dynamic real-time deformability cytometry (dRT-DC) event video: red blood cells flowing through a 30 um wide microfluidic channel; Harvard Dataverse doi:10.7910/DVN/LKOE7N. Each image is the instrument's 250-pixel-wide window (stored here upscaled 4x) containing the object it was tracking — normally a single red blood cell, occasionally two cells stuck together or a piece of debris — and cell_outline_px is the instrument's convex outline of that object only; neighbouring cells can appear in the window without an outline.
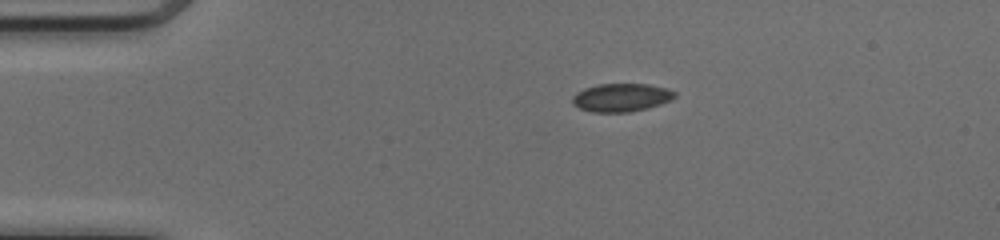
{"species": "common noctule bat (a hibernating species)", "species_latin": "Nyctalus noctula", "temperature_condition": "cold", "stored_images_in_passage": 41, "camera_frame_rate_fps": 3000, "um_per_image_px": 0.085, "animal": {"sex": "female", "body_mass_g": 17.0, "forearm_length_mm": 48.0}, "frame": {"image": 1, "passage_image": 1, "time_ms": 0.0, "image_size_px": [1000, 240], "cell_outline_px": [[676, 96], [672, 100], [648, 108], [628, 112], [592, 112], [580, 108], [572, 104], [572, 96], [576, 92], [584, 88], [600, 84], [648, 84], [668, 88], [676, 92]], "centroid_in_image_um": [52.82, 8.28], "position_along_channel_um": 32.2, "area_um2": 16.94}}
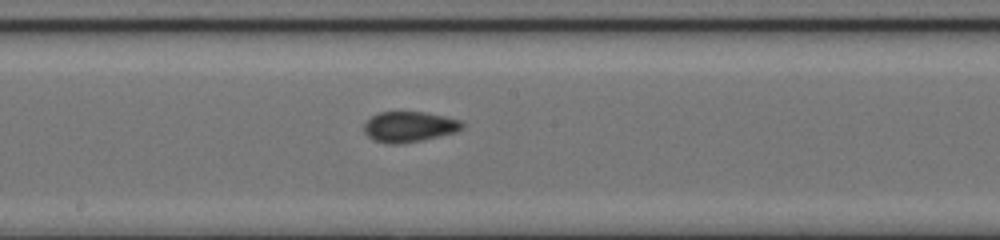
{"frame": {"image": 2, "passage_image": 18, "time_ms": 5.667, "image_size_px": [1000, 240], "cell_outline_px": [[464, 128], [456, 132], [424, 140], [400, 144], [388, 144], [376, 140], [368, 136], [364, 132], [364, 124], [372, 116], [380, 112], [424, 112], [444, 116], [460, 120], [464, 124]], "centroid_in_image_um": [34.81, 10.78], "position_along_channel_um": 213.4, "area_um2": 17.46}}
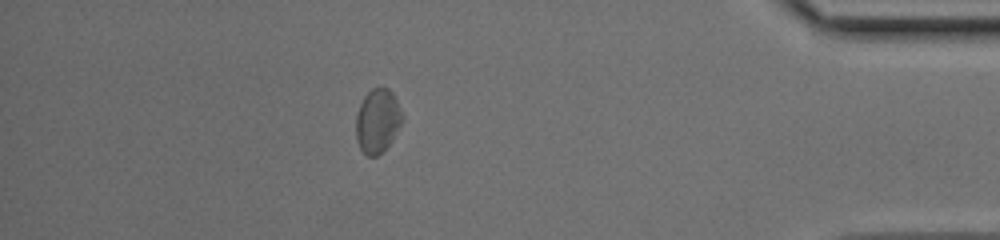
{"frame": {"image": 3, "passage_image": 35, "time_ms": 11.333, "image_size_px": [1000, 240], "cell_outline_px": [[404, 120], [388, 144], [376, 156], [368, 156], [360, 148], [356, 140], [356, 116], [360, 104], [364, 96], [372, 88], [388, 88], [392, 92], [404, 116]], "centroid_in_image_um": [32.09, 10.25], "position_along_channel_um": 403.1, "area_um2": 17.05}, "authors_computed_cell_mechanics": {"area_um2": 17.051, "velocity_mm_per_s": 4.1218, "shape_relaxation_time_tau1_ms": null, "shape_relaxation_time_tau2_ms": 2.1439, "deformation_change_tau1": null, "deformation_change_tau2": 0.0623}}